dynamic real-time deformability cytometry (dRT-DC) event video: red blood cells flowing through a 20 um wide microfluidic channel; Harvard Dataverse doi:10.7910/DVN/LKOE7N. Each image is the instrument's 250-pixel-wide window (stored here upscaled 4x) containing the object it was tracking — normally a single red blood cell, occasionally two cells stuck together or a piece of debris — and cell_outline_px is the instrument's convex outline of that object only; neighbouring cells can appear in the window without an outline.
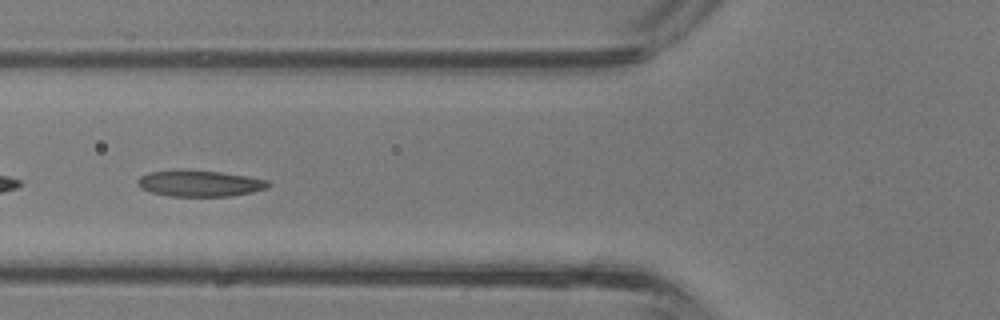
{"species": "common noctule bat (a hibernating species)", "species_latin": "Nyctalus noctula", "temperature_condition": "room temperature", "stored_images_in_passage": 34, "camera_frame_rate_fps": 3000, "um_per_image_px": 0.085, "animal": {"sex": "male", "body_mass_g": 13.3}, "frame": {"image": 1, "passage_image": 14, "time_ms": 4.333, "image_size_px": [1000, 320], "cell_outline_px": [[272, 184], [268, 188], [252, 192], [232, 196], [168, 196], [152, 192], [140, 188], [136, 184], [136, 180], [140, 176], [148, 172], [220, 172], [248, 176], [268, 180]], "centroid_in_image_um": [17.02, 15.62], "position_along_channel_um": 108.8, "area_um2": 19.42}}
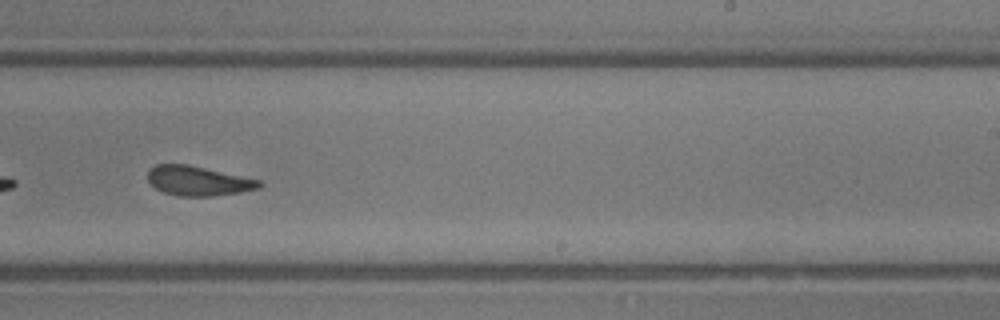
{"frame": {"image": 2, "passage_image": 23, "time_ms": 7.333, "image_size_px": [1000, 320], "cell_outline_px": [[264, 184], [260, 188], [240, 192], [212, 196], [180, 196], [164, 192], [156, 188], [148, 180], [148, 172], [156, 164], [188, 164], [260, 180]], "centroid_in_image_um": [16.87, 15.37], "position_along_channel_um": 272.1, "area_um2": 19.07}}
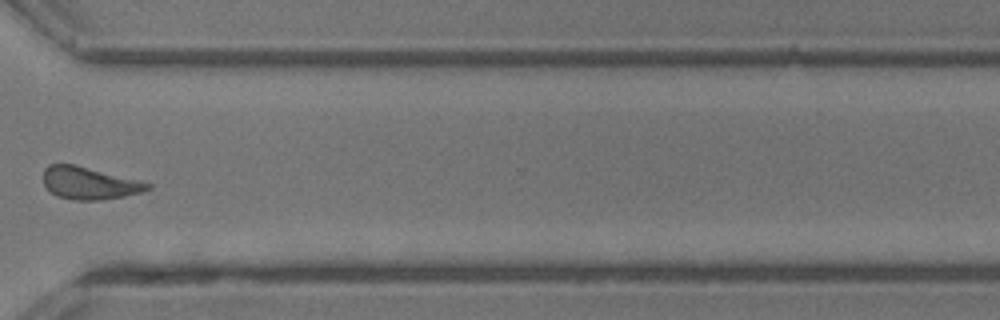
{"frame": {"image": 3, "passage_image": 28, "time_ms": 9.0, "image_size_px": [1000, 320], "cell_outline_px": [[152, 188], [140, 192], [124, 196], [100, 200], [76, 200], [56, 196], [44, 184], [44, 168], [48, 164], [76, 164], [152, 184]], "centroid_in_image_um": [7.57, 15.56], "position_along_channel_um": 363.0, "area_um2": 19.48}}